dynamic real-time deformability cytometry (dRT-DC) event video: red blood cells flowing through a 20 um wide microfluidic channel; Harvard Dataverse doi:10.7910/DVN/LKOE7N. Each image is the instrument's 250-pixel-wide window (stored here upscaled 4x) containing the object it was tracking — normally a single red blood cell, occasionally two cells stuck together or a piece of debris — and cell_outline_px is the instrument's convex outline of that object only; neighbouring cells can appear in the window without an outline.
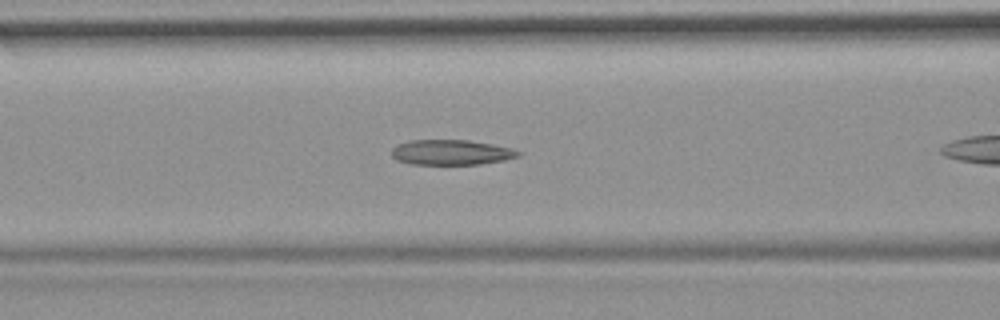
{"species": "common noctule bat (a hibernating species)", "species_latin": "Nyctalus noctula", "temperature_condition": "room temperature", "stored_images_in_passage": 30, "camera_frame_rate_fps": 3000, "um_per_image_px": 0.085, "animal": {"sex": "female", "body_mass_g": 19.9}, "frame": {"image": 1, "passage_image": 9, "time_ms": 2.667, "image_size_px": [1000, 320], "cell_outline_px": [[524, 152], [520, 156], [504, 160], [480, 164], [412, 164], [396, 160], [392, 156], [392, 148], [396, 144], [408, 140], [468, 140], [492, 144], [512, 148]], "centroid_in_image_um": [38.36, 12.94], "position_along_channel_um": 128.2, "area_um2": 18.73}}